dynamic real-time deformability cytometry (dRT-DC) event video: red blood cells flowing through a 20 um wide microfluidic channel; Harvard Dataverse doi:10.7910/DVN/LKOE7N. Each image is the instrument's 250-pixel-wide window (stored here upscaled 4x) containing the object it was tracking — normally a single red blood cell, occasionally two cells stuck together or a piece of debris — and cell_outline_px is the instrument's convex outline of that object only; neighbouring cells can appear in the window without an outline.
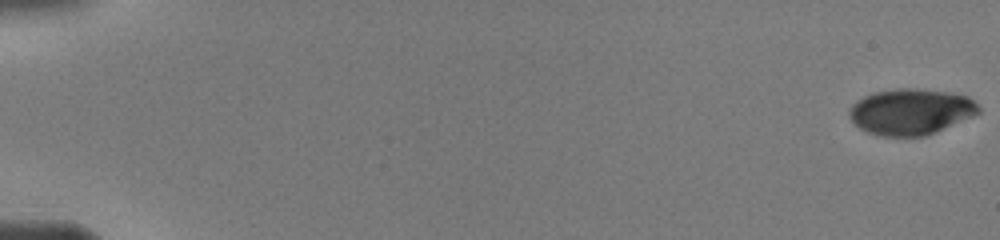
{"species": "human", "species_latin": "Homo sapiens", "temperature_condition": "warm", "stored_images_in_passage": 38, "camera_frame_rate_fps": 3000, "um_per_image_px": 0.085, "donor": {"sex": "male"}, "frame": {"image": 1, "passage_image": 1, "time_ms": 0.0, "image_size_px": [1000, 240], "cell_outline_px": [[980, 112], [924, 136], [884, 136], [868, 132], [860, 128], [852, 120], [848, 112], [864, 96], [876, 92], [900, 88], [912, 88], [948, 92], [968, 96], [980, 108]], "centroid_in_image_um": [77.42, 9.49], "position_along_channel_um": 7.6, "area_um2": 33.76}}
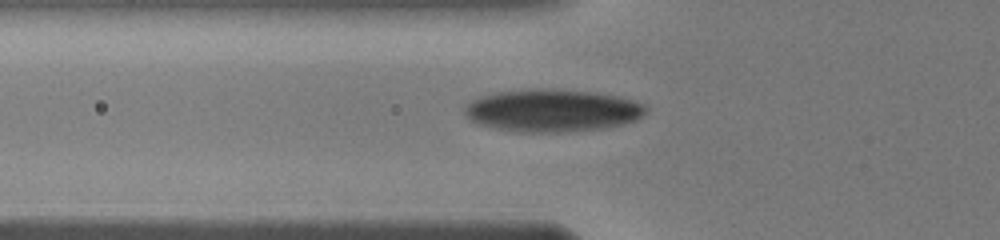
{"frame": {"image": 2, "passage_image": 27, "time_ms": 6.333, "image_size_px": [1000, 240], "cell_outline_px": [[648, 112], [636, 120], [624, 124], [604, 128], [560, 132], [516, 132], [496, 128], [480, 124], [468, 120], [464, 112], [464, 108], [472, 100], [480, 96], [496, 92], [528, 88], [552, 88], [596, 92], [620, 96], [644, 104], [648, 108]], "centroid_in_image_um": [46.96, 9.38], "position_along_channel_um": 78.8, "area_um2": 45.49}}
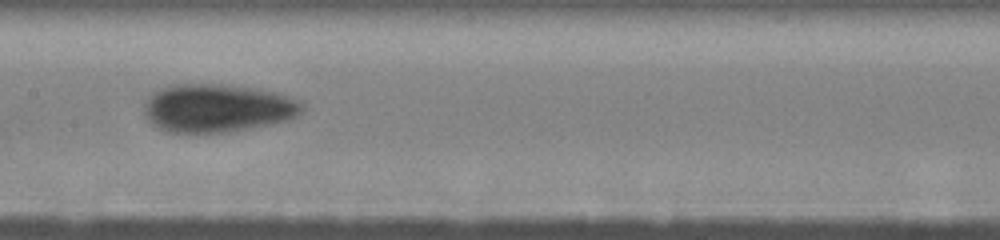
{"frame": {"image": 3, "passage_image": 37, "time_ms": 9.0, "image_size_px": [1000, 240], "cell_outline_px": [[304, 112], [288, 120], [228, 132], [168, 132], [156, 128], [148, 120], [144, 112], [144, 104], [148, 96], [152, 92], [160, 88], [172, 84], [228, 84], [260, 88], [276, 92], [300, 100], [304, 104]], "centroid_in_image_um": [18.48, 9.16], "position_along_channel_um": 188.9, "area_um2": 44.91}}